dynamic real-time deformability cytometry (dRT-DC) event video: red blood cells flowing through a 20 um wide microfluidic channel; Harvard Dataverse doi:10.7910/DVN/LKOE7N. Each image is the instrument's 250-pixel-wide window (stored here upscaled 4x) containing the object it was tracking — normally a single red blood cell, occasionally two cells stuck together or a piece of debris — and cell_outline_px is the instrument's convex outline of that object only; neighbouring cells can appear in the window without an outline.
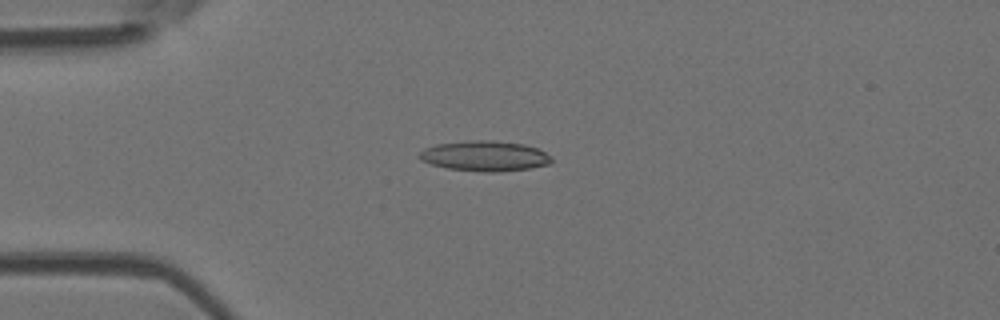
{"species": "Egyptian fruit bat (a non-hibernating species)", "species_latin": "Rousettus aegyptiacus", "temperature_condition": "room temperature", "stored_images_in_passage": 51, "camera_frame_rate_fps": 3000, "um_per_image_px": 0.085, "animal": {"sex": "female"}, "frame": {"image": 1, "passage_image": 12, "time_ms": 3.667, "image_size_px": [1000, 320], "cell_outline_px": [[552, 160], [548, 164], [528, 168], [496, 172], [480, 172], [448, 168], [432, 164], [420, 160], [416, 156], [424, 148], [436, 144], [476, 140], [488, 140], [524, 144], [536, 148], [552, 156]], "centroid_in_image_um": [41.17, 13.26], "position_along_channel_um": 43.8, "area_um2": 23.18}}
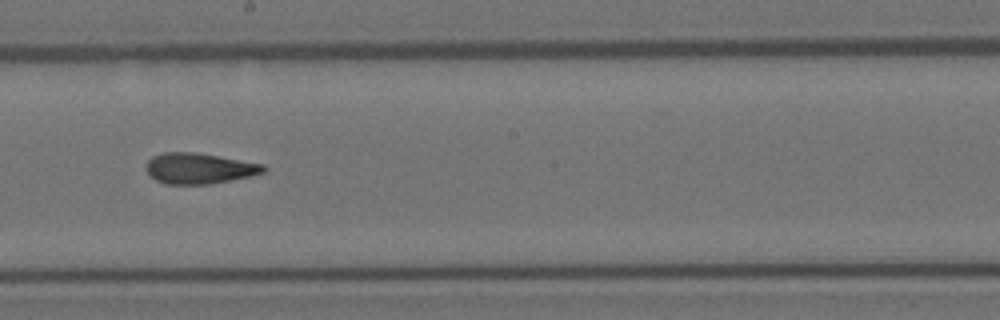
{"frame": {"image": 2, "passage_image": 28, "time_ms": 9.0, "image_size_px": [1000, 320], "cell_outline_px": [[268, 168], [264, 172], [248, 176], [208, 184], [164, 184], [156, 180], [144, 168], [148, 160], [152, 156], [164, 152], [196, 152], [264, 164]], "centroid_in_image_um": [16.9, 14.3], "position_along_channel_um": 231.3, "area_um2": 20.92}}
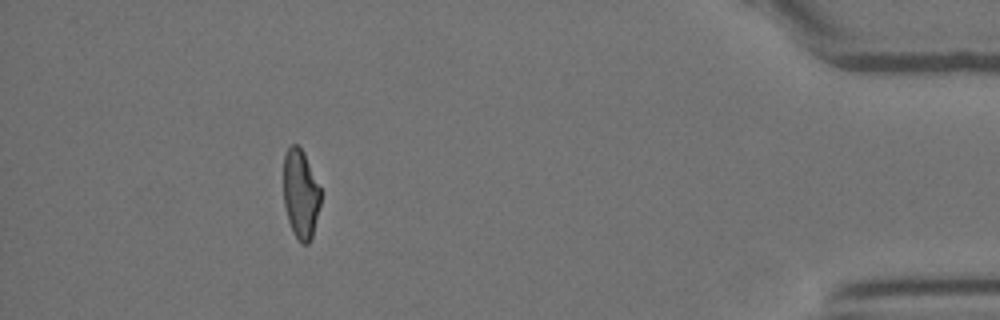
{"frame": {"image": 3, "passage_image": 46, "time_ms": 15.0, "image_size_px": [1000, 320], "cell_outline_px": [[320, 204], [312, 236], [308, 244], [300, 244], [288, 220], [284, 204], [284, 156], [288, 148], [292, 144], [296, 144], [304, 152], [320, 188]], "centroid_in_image_um": [25.55, 16.48], "position_along_channel_um": 409.7, "area_um2": 19.02}, "authors_computed_cell_mechanics": {"area_um2": 21.0392, "velocity_mm_per_s": 3.9089, "shape_relaxation_time_tau1_ms": null, "shape_relaxation_time_tau2_ms": 2.6759, "deformation_change_tau1": null, "deformation_change_tau2": 0.1174}}